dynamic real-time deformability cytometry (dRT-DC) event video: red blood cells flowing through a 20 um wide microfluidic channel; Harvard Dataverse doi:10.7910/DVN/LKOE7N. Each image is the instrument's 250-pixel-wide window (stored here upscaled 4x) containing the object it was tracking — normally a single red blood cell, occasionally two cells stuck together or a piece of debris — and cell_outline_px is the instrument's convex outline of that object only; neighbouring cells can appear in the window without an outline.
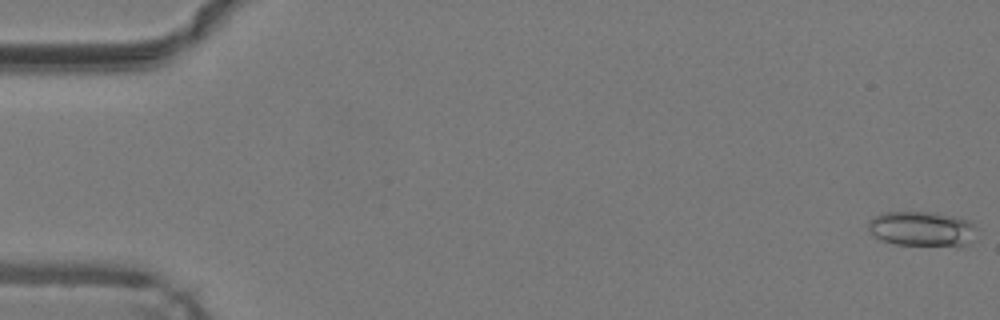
{"species": "common noctule bat (a hibernating species)", "species_latin": "Nyctalus noctula", "temperature_condition": "warm", "stored_images_in_passage": 49, "camera_frame_rate_fps": 3000, "um_per_image_px": 0.085, "animal": {"sex": "male", "body_mass_g": 19.2, "forearm_length_mm": 51.8}, "frame": {"image": 1, "passage_image": 1, "time_ms": 0.0, "image_size_px": [1000, 320], "cell_outline_px": [[976, 240], [956, 248], [896, 244], [884, 240], [876, 236], [868, 228], [868, 220], [872, 216], [880, 212], [936, 212], [968, 220], [976, 228]], "centroid_in_image_um": [78.42, 19.47], "position_along_channel_um": 6.6, "area_um2": 22.72}}
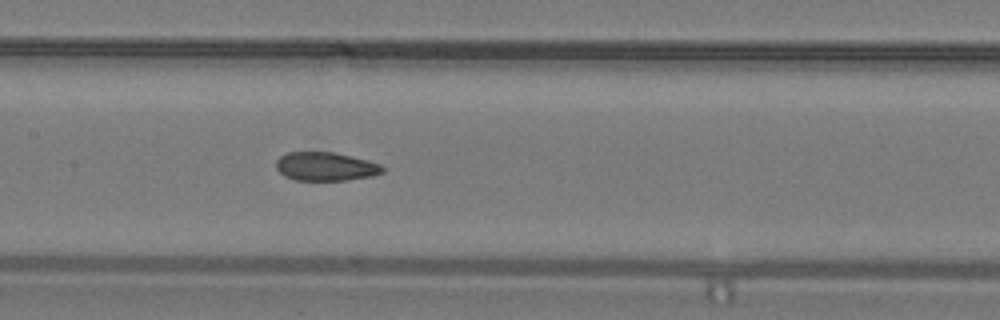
{"frame": {"image": 2, "passage_image": 24, "time_ms": 7.667, "image_size_px": [1000, 320], "cell_outline_px": [[384, 172], [372, 176], [348, 180], [296, 180], [284, 176], [276, 168], [276, 160], [280, 156], [288, 152], [332, 152], [352, 156], [368, 160], [380, 164], [384, 168]], "centroid_in_image_um": [27.68, 14.15], "position_along_channel_um": 179.7, "area_um2": 17.8}}
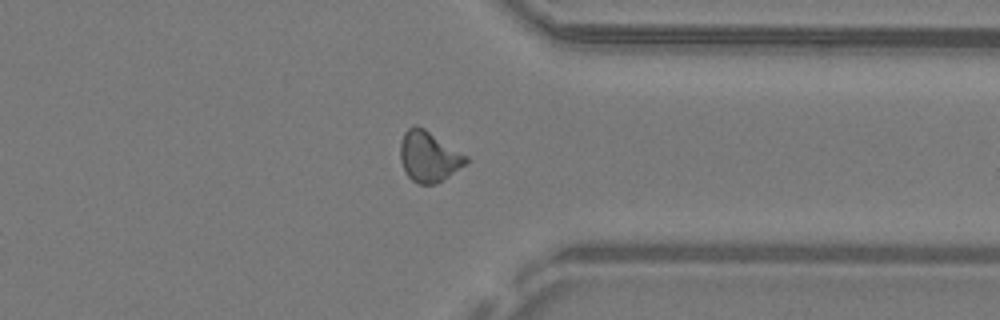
{"frame": {"image": 3, "passage_image": 38, "time_ms": 12.333, "image_size_px": [1000, 320], "cell_outline_px": [[468, 164], [436, 184], [420, 184], [412, 180], [408, 176], [400, 160], [400, 144], [404, 132], [412, 124], [416, 124], [424, 128], [468, 156]], "centroid_in_image_um": [36.46, 13.29], "position_along_channel_um": 374.9, "area_um2": 19.48}, "authors_computed_cell_mechanics": {"area_um2": 18.8428, "velocity_mm_per_s": 4.2646, "shape_relaxation_time_tau1_ms": null, "shape_relaxation_time_tau2_ms": 2.5917, "deformation_change_tau1": null, "deformation_change_tau2": 0.0894}}